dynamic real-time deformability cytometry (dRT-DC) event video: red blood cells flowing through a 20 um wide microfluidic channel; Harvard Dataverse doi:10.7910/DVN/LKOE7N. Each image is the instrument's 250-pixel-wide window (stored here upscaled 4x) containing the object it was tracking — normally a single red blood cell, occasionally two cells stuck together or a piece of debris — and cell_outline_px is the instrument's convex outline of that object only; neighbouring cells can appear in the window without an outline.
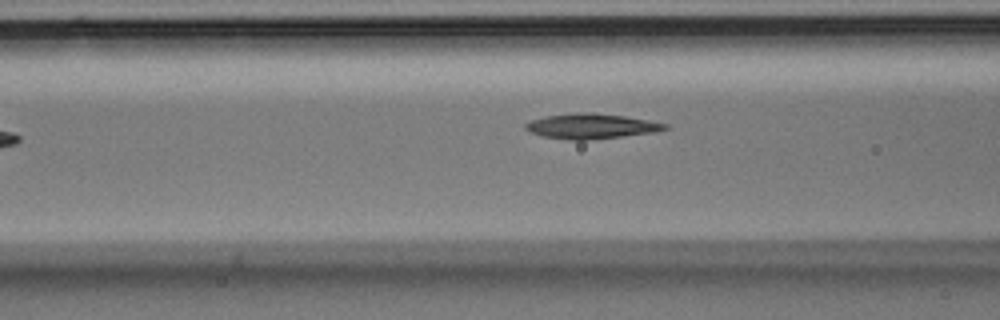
{"species": "Egyptian fruit bat (a non-hibernating species)", "species_latin": "Rousettus aegyptiacus", "temperature_condition": "room temperature", "stored_images_in_passage": 7, "camera_frame_rate_fps": 3000, "um_per_image_px": 0.085, "animal": {"sex": "male"}, "frame": {"image": 1, "passage_image": 5, "time_ms": 1.333, "image_size_px": [1000, 320], "cell_outline_px": [[668, 128], [656, 132], [624, 136], [588, 140], [568, 140], [544, 136], [532, 132], [524, 128], [524, 124], [532, 120], [544, 116], [576, 112], [592, 112], [624, 116], [648, 120], [668, 124]], "centroid_in_image_um": [50.26, 10.72], "position_along_channel_um": 116.3, "area_um2": 20.4}}
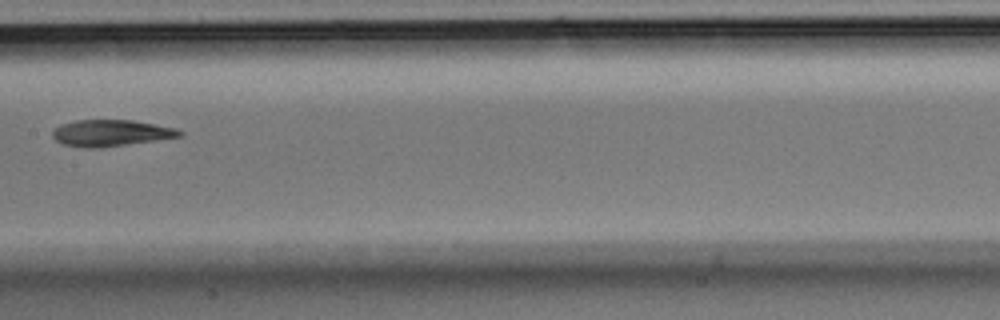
{"frame": {"image": 2, "passage_image": 7, "time_ms": 2.0, "image_size_px": [1000, 320], "cell_outline_px": [[184, 132], [180, 136], [96, 148], [84, 148], [64, 144], [56, 140], [52, 136], [52, 132], [60, 124], [76, 120], [132, 120], [176, 128]], "centroid_in_image_um": [9.38, 11.29], "position_along_channel_um": 198.0, "area_um2": 19.19}}